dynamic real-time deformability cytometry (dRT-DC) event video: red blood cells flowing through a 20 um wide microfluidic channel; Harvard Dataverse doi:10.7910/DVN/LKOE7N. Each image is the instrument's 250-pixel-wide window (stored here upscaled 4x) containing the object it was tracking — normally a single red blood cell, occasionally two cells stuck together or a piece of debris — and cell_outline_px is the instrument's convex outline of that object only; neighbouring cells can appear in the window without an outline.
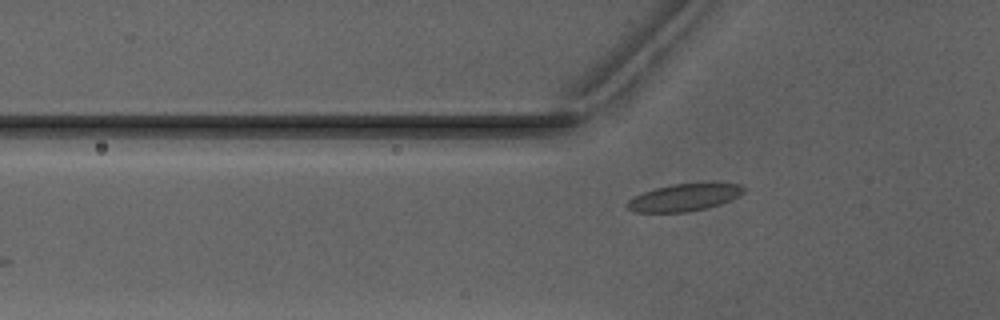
{"species": "Egyptian fruit bat (a non-hibernating species)", "species_latin": "Rousettus aegyptiacus", "temperature_condition": "warm", "stored_images_in_passage": 34, "camera_frame_rate_fps": 3000, "um_per_image_px": 0.085, "animal": {"sex": "male"}, "frame": {"image": 1, "passage_image": 4, "time_ms": 1.0, "image_size_px": [1000, 320], "cell_outline_px": [[748, 188], [744, 192], [720, 204], [688, 212], [636, 212], [628, 208], [624, 204], [628, 200], [644, 192], [656, 188], [672, 184], [740, 184]], "centroid_in_image_um": [58.13, 16.79], "position_along_channel_um": 67.7, "area_um2": 18.03}}
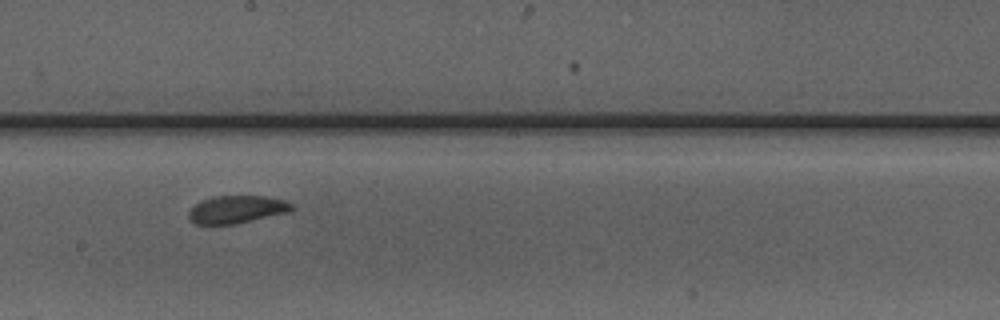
{"frame": {"image": 2, "passage_image": 16, "time_ms": 5.0, "image_size_px": [1000, 320], "cell_outline_px": [[296, 208], [288, 212], [236, 224], [212, 228], [196, 224], [188, 216], [188, 212], [200, 200], [212, 196], [264, 196], [284, 200], [292, 204]], "centroid_in_image_um": [20.07, 17.84], "position_along_channel_um": 228.1, "area_um2": 17.17}}
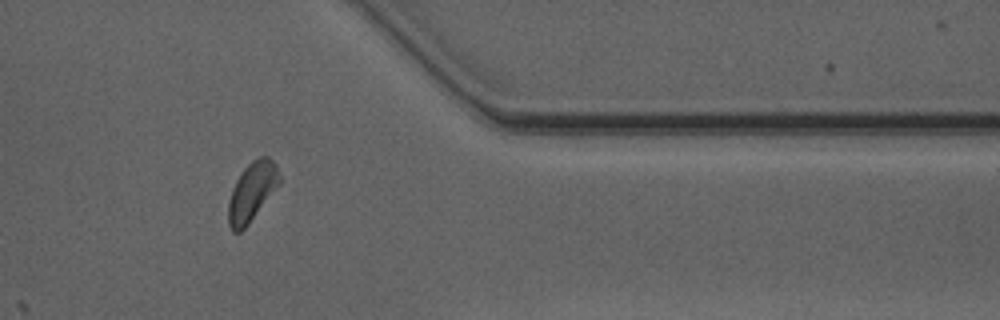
{"frame": {"image": 3, "passage_image": 29, "time_ms": 9.333, "image_size_px": [1000, 320], "cell_outline_px": [[280, 184], [248, 224], [240, 232], [232, 232], [228, 224], [228, 200], [232, 188], [236, 180], [244, 168], [252, 160], [260, 156], [268, 156], [276, 164], [280, 176]], "centroid_in_image_um": [21.41, 16.29], "position_along_channel_um": 390.0, "area_um2": 17.57}}